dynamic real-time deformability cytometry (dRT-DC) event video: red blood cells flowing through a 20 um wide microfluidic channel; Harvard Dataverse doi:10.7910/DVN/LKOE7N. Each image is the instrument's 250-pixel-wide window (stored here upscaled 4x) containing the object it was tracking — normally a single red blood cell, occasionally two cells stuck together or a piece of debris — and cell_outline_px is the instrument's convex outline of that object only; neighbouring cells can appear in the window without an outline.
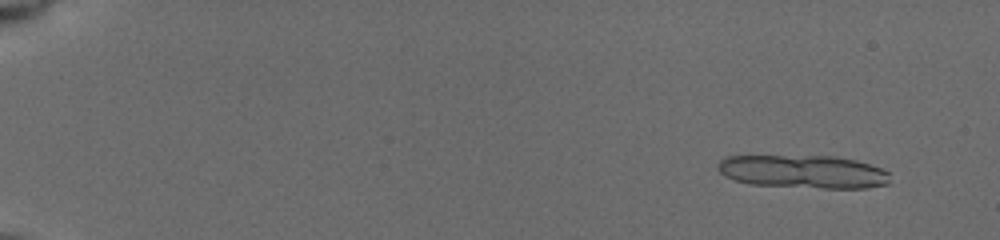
{"species": "common noctule bat (a hibernating species)", "species_latin": "Nyctalus noctula", "temperature_condition": "cold", "stored_images_in_passage": 9, "camera_frame_rate_fps": 3000, "um_per_image_px": 0.085, "animal": {"sex": "female", "body_mass_g": 19.5, "forearm_length_mm": 54.1}, "frame": {"image": 1, "passage_image": 2, "time_ms": 0.667, "image_size_px": [1000, 240], "cell_outline_px": [[888, 184], [864, 188], [824, 188], [752, 184], [736, 180], [724, 176], [720, 172], [720, 160], [724, 156], [836, 156], [856, 160], [880, 168], [888, 172]], "centroid_in_image_um": [68.28, 14.58], "position_along_channel_um": 16.7, "area_um2": 32.95}}